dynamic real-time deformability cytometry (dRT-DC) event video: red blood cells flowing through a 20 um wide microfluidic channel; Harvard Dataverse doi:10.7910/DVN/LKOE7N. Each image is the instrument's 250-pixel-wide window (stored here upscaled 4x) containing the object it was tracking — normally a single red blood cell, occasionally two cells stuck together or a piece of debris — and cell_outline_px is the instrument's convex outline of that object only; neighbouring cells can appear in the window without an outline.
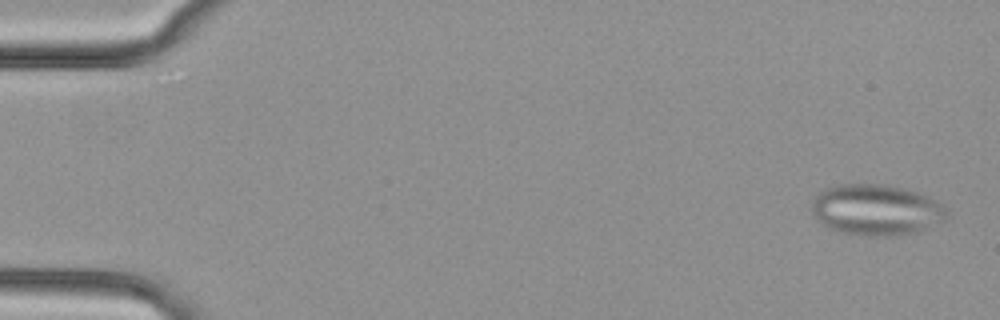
{"species": "common noctule bat (a hibernating species)", "species_latin": "Nyctalus noctula", "temperature_condition": "cold", "stored_images_in_passage": 51, "segment_of_instrument_passage": [1, 2], "camera_frame_rate_fps": 3000, "um_per_image_px": 0.085, "animal": {"sex": "female", "body_mass_g": 29.2, "forearm_length_mm": 56.3}, "frame": {"image": 1, "passage_image": 2, "time_ms": 0.333, "image_size_px": [1000, 320], "cell_outline_px": [[948, 216], [944, 220], [916, 232], [896, 236], [864, 236], [840, 232], [824, 224], [812, 212], [812, 204], [816, 196], [824, 188], [840, 184], [888, 184], [916, 192], [928, 196], [944, 204], [948, 208]], "centroid_in_image_um": [74.52, 17.83], "position_along_channel_um": 10.5, "area_um2": 40.11}}